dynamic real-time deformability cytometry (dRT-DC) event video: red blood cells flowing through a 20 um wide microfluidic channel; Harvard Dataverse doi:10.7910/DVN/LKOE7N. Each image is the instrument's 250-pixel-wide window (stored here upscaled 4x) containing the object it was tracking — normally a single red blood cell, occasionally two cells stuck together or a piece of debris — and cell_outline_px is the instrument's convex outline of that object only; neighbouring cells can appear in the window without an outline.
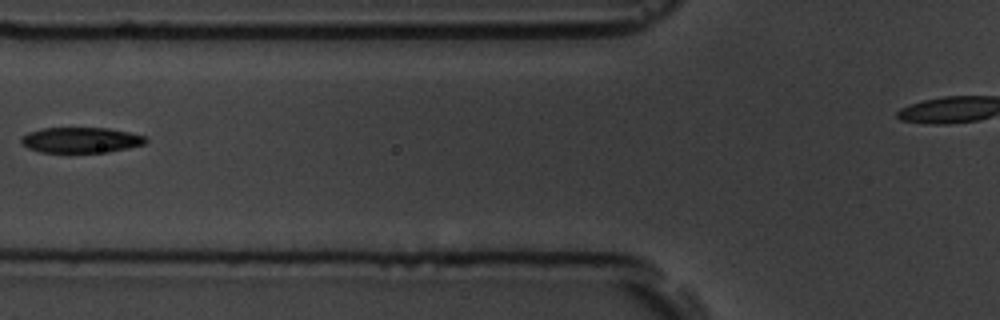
{"species": "common noctule bat (a hibernating species)", "species_latin": "Nyctalus noctula", "temperature_condition": "room temperature", "stored_images_in_passage": 8, "camera_frame_rate_fps": 3000, "um_per_image_px": 0.085, "animal": {"sex": "male", "body_mass_g": 19.5, "forearm_length_mm": 54.6}, "frame": {"image": 1, "passage_image": 7, "time_ms": 7.0, "image_size_px": [1000, 320], "cell_outline_px": [[148, 140], [144, 144], [128, 148], [108, 152], [40, 152], [28, 148], [20, 140], [28, 132], [44, 128], [108, 128], [128, 132], [144, 136]], "centroid_in_image_um": [6.89, 11.9], "position_along_channel_um": 118.9, "area_um2": 18.32}}
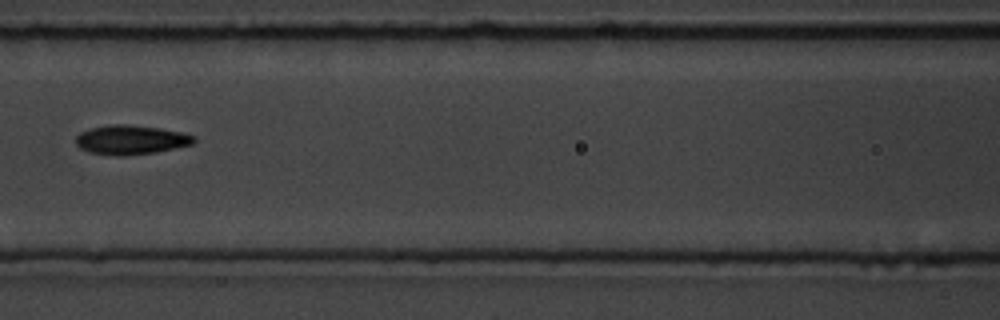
{"frame": {"image": 2, "passage_image": 8, "time_ms": 8.0, "image_size_px": [1000, 320], "cell_outline_px": [[196, 140], [192, 144], [176, 148], [156, 152], [124, 156], [116, 156], [88, 152], [80, 148], [76, 144], [76, 136], [80, 132], [92, 128], [112, 124], [124, 124], [160, 128], [180, 132], [196, 136]], "centroid_in_image_um": [11.12, 11.89], "position_along_channel_um": 155.5, "area_um2": 20.17}}